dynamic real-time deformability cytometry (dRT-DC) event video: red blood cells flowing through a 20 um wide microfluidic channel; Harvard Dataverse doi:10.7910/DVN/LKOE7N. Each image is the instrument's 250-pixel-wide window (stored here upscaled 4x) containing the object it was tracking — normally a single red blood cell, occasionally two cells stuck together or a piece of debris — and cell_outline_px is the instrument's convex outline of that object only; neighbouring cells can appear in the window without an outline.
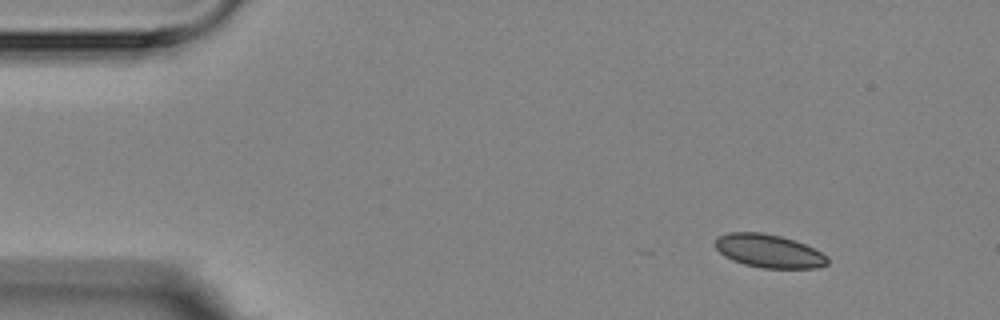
{"species": "Egyptian fruit bat (a non-hibernating species)", "species_latin": "Rousettus aegyptiacus", "temperature_condition": "room temperature", "stored_images_in_passage": 4, "camera_frame_rate_fps": 3000, "um_per_image_px": 0.085, "animal": {"sex": "female"}, "frame": {"image": 1, "passage_image": 1, "time_ms": 0.0, "image_size_px": [1000, 320], "cell_outline_px": [[828, 264], [816, 268], [760, 268], [744, 264], [732, 260], [724, 256], [712, 244], [716, 236], [728, 232], [764, 232], [780, 236], [804, 244], [828, 256]], "centroid_in_image_um": [65.29, 21.33], "position_along_channel_um": 19.7, "area_um2": 21.96}}
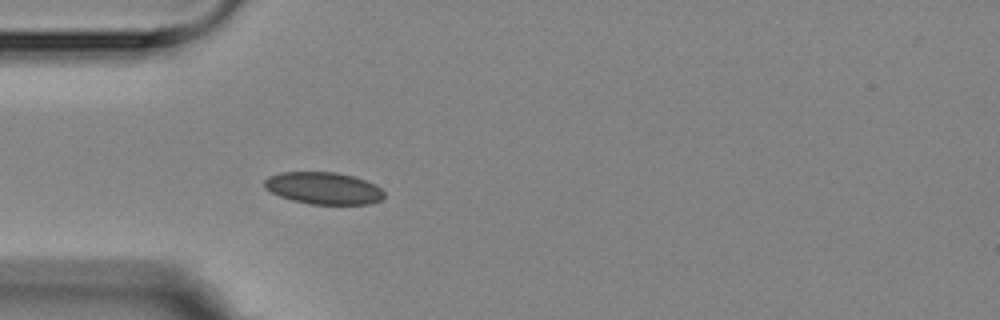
{"frame": {"image": 2, "passage_image": 4, "time_ms": 3.333, "image_size_px": [1000, 320], "cell_outline_px": [[384, 196], [380, 200], [368, 204], [308, 204], [292, 200], [280, 196], [264, 188], [264, 180], [268, 176], [280, 172], [336, 172], [352, 176], [364, 180], [380, 188], [384, 192]], "centroid_in_image_um": [27.46, 15.99], "position_along_channel_um": 57.5, "area_um2": 22.25}}